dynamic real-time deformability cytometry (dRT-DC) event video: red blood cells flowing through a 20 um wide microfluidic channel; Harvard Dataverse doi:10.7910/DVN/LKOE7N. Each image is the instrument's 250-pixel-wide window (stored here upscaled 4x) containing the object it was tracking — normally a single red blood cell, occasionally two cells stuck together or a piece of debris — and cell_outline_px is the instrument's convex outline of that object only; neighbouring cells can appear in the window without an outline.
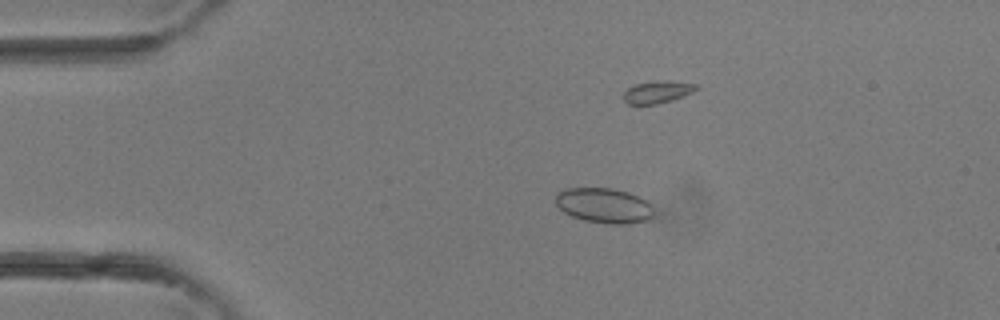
{"species": "common noctule bat (a hibernating species)", "species_latin": "Nyctalus noctula", "temperature_condition": "room temperature", "stored_images_in_passage": 4, "camera_frame_rate_fps": 3000, "um_per_image_px": 0.085, "animal": {"sex": "female"}, "frame": {"image": 1, "passage_image": 2, "time_ms": 0.333, "image_size_px": [1000, 320], "cell_outline_px": [[652, 216], [648, 220], [632, 224], [608, 224], [584, 220], [572, 216], [564, 212], [556, 204], [556, 196], [564, 188], [612, 188], [628, 192], [644, 200], [652, 208]], "centroid_in_image_um": [51.33, 17.48], "position_along_channel_um": 33.7, "area_um2": 19.88}}